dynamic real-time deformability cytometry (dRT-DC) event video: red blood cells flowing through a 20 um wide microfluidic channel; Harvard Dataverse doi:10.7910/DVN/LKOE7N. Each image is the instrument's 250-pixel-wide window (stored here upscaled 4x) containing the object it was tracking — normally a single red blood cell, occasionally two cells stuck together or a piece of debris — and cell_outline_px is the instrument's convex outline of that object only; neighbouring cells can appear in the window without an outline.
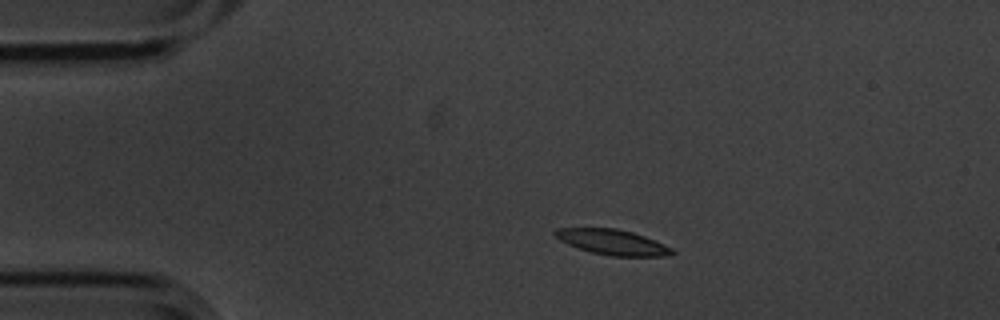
{"species": "common noctule bat (a hibernating species)", "species_latin": "Nyctalus noctula", "temperature_condition": "cold", "stored_images_in_passage": 5, "camera_frame_rate_fps": 3000, "um_per_image_px": 0.085, "animal": {"sex": "male", "body_mass_g": 20.1, "forearm_length_mm": 53.5}, "frame": {"image": 1, "passage_image": 3, "time_ms": 0.667, "image_size_px": [1000, 320], "cell_outline_px": [[676, 252], [664, 256], [612, 256], [592, 252], [568, 244], [560, 240], [552, 232], [556, 228], [616, 228], [632, 232], [644, 236], [664, 244], [672, 248]], "centroid_in_image_um": [52.06, 20.57], "position_along_channel_um": 32.9, "area_um2": 17.05}}